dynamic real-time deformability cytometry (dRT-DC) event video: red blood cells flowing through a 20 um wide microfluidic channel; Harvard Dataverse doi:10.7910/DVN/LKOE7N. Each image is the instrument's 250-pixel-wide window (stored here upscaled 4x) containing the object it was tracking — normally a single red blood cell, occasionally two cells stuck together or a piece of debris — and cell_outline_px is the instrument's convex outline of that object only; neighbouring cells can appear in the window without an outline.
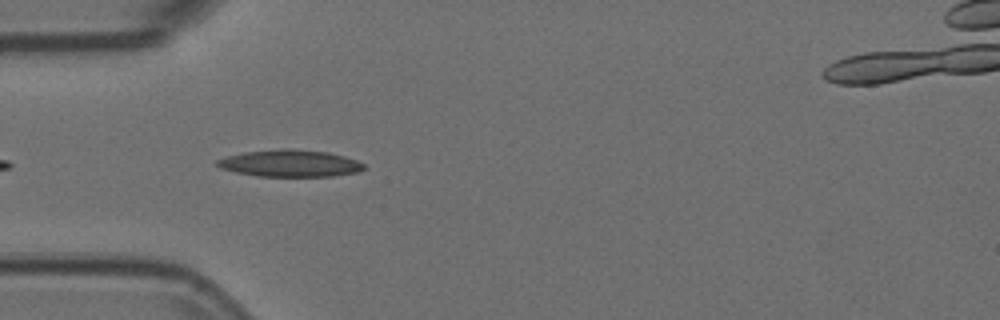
{"species": "Egyptian fruit bat (a non-hibernating species)", "species_latin": "Rousettus aegyptiacus", "temperature_condition": "room temperature", "stored_images_in_passage": 6, "camera_frame_rate_fps": 3000, "um_per_image_px": 0.085, "animal": {"sex": "female"}, "frame": {"image": 1, "passage_image": 3, "time_ms": 0.667, "image_size_px": [1000, 320], "cell_outline_px": [[364, 168], [356, 172], [332, 176], [256, 176], [236, 172], [220, 168], [212, 164], [216, 160], [228, 156], [244, 152], [280, 148], [288, 148], [328, 152], [344, 156], [356, 160], [364, 164]], "centroid_in_image_um": [24.59, 13.87], "position_along_channel_um": 60.4, "area_um2": 23.06}}
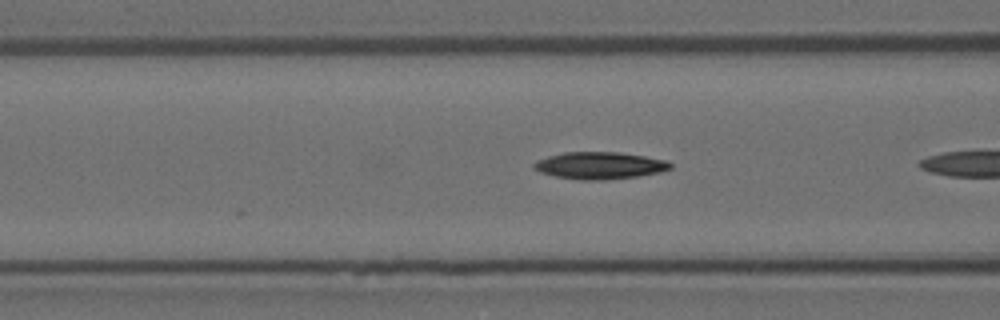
{"frame": {"image": 2, "passage_image": 5, "time_ms": 1.333, "image_size_px": [1000, 320], "cell_outline_px": [[672, 168], [660, 172], [640, 176], [604, 180], [584, 180], [556, 176], [540, 172], [532, 168], [532, 164], [536, 160], [548, 156], [564, 152], [616, 152], [644, 156], [668, 160], [672, 164]], "centroid_in_image_um": [50.98, 14.07], "position_along_channel_um": 115.6, "area_um2": 21.62}}